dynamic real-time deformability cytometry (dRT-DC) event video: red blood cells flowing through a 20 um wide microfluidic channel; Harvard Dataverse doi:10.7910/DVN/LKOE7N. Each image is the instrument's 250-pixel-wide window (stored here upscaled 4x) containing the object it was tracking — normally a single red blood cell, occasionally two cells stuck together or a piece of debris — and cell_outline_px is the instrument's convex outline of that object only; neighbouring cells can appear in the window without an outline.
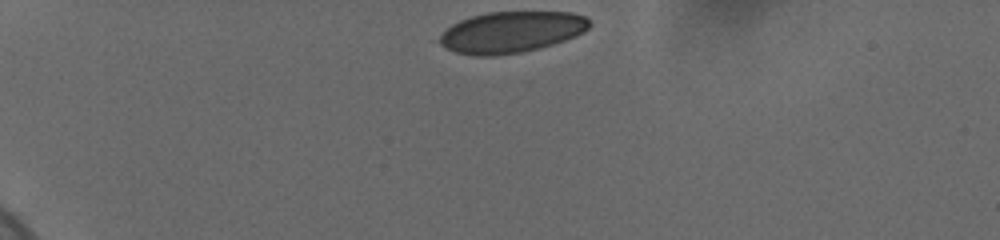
{"species": "human", "species_latin": "Homo sapiens", "temperature_condition": "cold", "stored_images_in_passage": 37, "camera_frame_rate_fps": 3000, "um_per_image_px": 0.085, "donor": {"sex": "female"}, "frame": {"image": 1, "passage_image": 1, "time_ms": 0.0, "image_size_px": [1000, 240], "cell_outline_px": [[588, 28], [564, 40], [540, 48], [520, 52], [492, 56], [472, 56], [456, 52], [444, 48], [440, 44], [440, 36], [452, 24], [460, 20], [472, 16], [488, 12], [568, 12], [584, 16], [588, 20]], "centroid_in_image_um": [43.4, 2.73], "position_along_channel_um": 41.6, "area_um2": 35.55}}
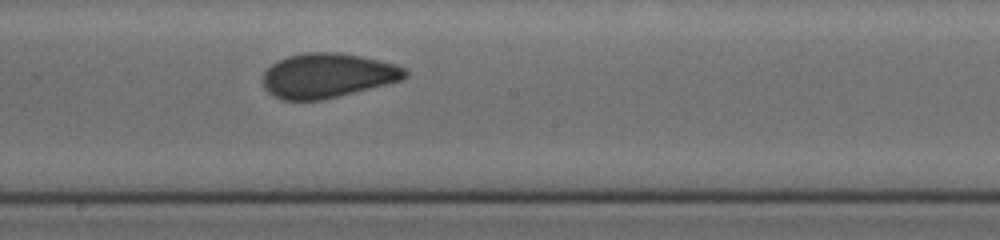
{"frame": {"image": 2, "passage_image": 21, "time_ms": 6.667, "image_size_px": [1000, 240], "cell_outline_px": [[408, 76], [400, 80], [320, 100], [280, 100], [272, 96], [264, 88], [260, 80], [264, 72], [272, 64], [288, 56], [308, 52], [336, 52], [360, 56], [396, 64], [408, 68]], "centroid_in_image_um": [27.79, 6.42], "position_along_channel_um": 220.4, "area_um2": 36.76}}
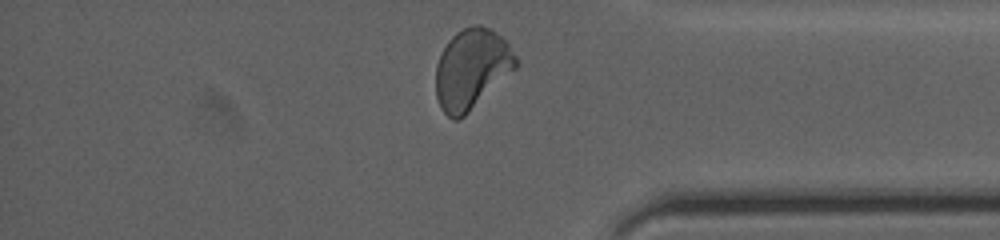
{"frame": {"image": 3, "passage_image": 36, "time_ms": 11.667, "image_size_px": [1000, 240], "cell_outline_px": [[516, 68], [464, 116], [456, 120], [452, 120], [440, 108], [436, 96], [436, 64], [448, 40], [456, 32], [464, 28], [476, 24], [480, 24], [492, 28], [508, 44], [516, 56]], "centroid_in_image_um": [40.07, 5.85], "position_along_channel_um": 395.1, "area_um2": 37.11}, "authors_computed_cell_mechanics": {"area_um2": 36.8764, "velocity_mm_per_s": 3.6543, "shape_relaxation_time_tau1_ms": 6.7727, "shape_relaxation_time_tau2_ms": 1.1772, "deformation_change_tau1": 0.1225, "deformation_change_tau2": 0.0388}}